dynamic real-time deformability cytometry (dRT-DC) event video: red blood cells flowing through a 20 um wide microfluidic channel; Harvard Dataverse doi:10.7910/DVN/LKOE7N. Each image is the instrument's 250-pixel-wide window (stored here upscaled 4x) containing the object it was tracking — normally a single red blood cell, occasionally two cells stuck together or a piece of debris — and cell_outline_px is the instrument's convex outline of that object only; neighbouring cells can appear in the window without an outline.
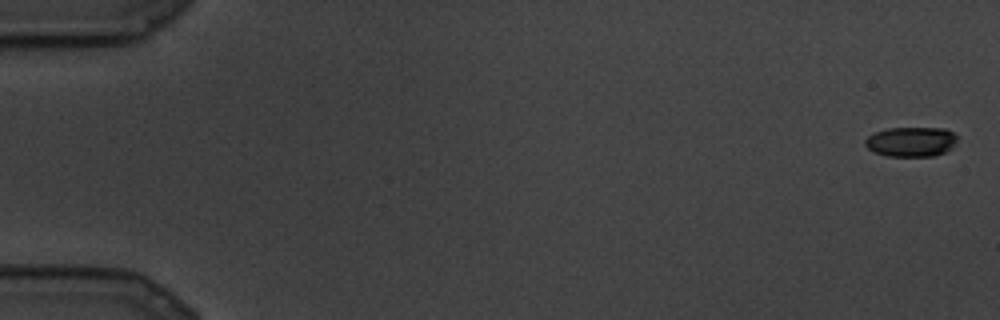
{"species": "common noctule bat (a hibernating species)", "species_latin": "Nyctalus noctula", "temperature_condition": "cold", "stored_images_in_passage": 10, "segment_of_instrument_passage": [1, 2], "camera_frame_rate_fps": 3000, "um_per_image_px": 0.085, "animal": {"sex": "male", "body_mass_g": 19.5, "forearm_length_mm": 54.6}, "frame": {"image": 1, "passage_image": 1, "time_ms": 0.0, "image_size_px": [1000, 320], "cell_outline_px": [[956, 140], [952, 148], [948, 152], [932, 156], [888, 156], [872, 152], [864, 144], [864, 140], [868, 136], [876, 132], [888, 128], [944, 128], [952, 132], [956, 136]], "centroid_in_image_um": [77.44, 12.05], "position_along_channel_um": 7.6, "area_um2": 16.07}}
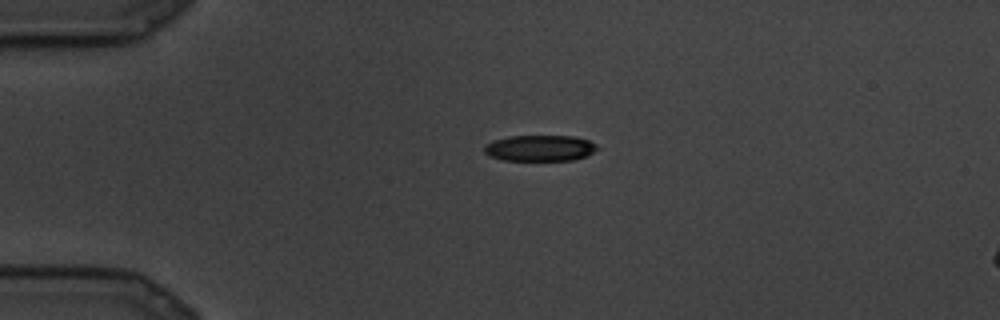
{"frame": {"image": 2, "passage_image": 7, "time_ms": 2.0, "image_size_px": [1000, 320], "cell_outline_px": [[600, 148], [588, 156], [572, 160], [504, 160], [488, 156], [484, 152], [484, 144], [492, 140], [508, 136], [572, 136], [588, 140], [596, 144]], "centroid_in_image_um": [45.88, 12.59], "position_along_channel_um": 39.1, "area_um2": 17.34}}